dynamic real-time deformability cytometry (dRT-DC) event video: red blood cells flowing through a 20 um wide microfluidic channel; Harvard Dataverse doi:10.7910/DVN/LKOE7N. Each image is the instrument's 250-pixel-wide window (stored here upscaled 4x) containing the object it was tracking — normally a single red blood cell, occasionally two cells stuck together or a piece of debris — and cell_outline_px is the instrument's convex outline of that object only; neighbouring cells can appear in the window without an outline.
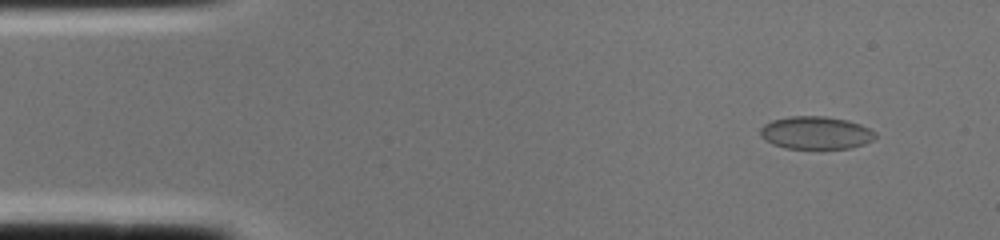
{"species": "common noctule bat (a hibernating species)", "species_latin": "Nyctalus noctula", "temperature_condition": "cold", "stored_images_in_passage": 1, "camera_frame_rate_fps": 3000, "um_per_image_px": 0.085, "animal": {"sex": "female", "body_mass_g": 22.0, "forearm_length_mm": 56.7}, "frame": {"image": 1, "passage_image": 1, "time_ms": 0.0, "image_size_px": [1000, 240], "cell_outline_px": [[876, 136], [872, 140], [864, 144], [852, 148], [784, 148], [772, 144], [764, 140], [760, 136], [760, 128], [764, 124], [772, 120], [788, 116], [824, 116], [848, 120], [860, 124], [876, 132]], "centroid_in_image_um": [69.32, 11.28], "position_along_channel_um": 15.7, "area_um2": 22.08}}